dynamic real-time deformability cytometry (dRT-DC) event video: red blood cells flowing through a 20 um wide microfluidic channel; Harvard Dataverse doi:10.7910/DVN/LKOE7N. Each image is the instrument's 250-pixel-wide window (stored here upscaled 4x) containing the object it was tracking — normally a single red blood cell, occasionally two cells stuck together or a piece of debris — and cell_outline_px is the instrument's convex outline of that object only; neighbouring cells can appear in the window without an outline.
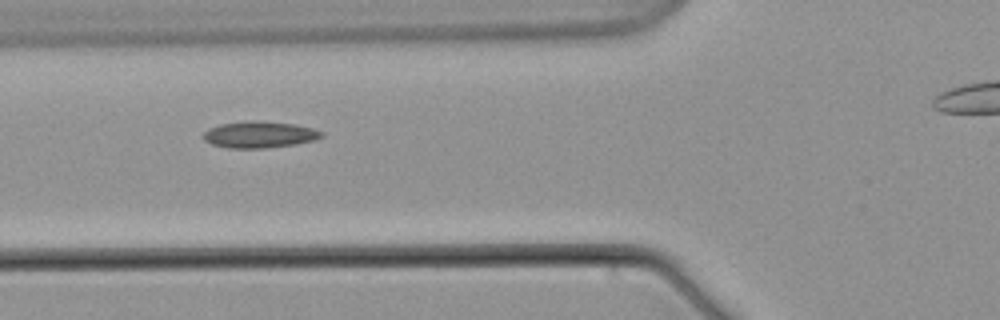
{"species": "common noctule bat (a hibernating species)", "species_latin": "Nyctalus noctula", "temperature_condition": "warm", "stored_images_in_passage": 9, "camera_frame_rate_fps": 3000, "um_per_image_px": 0.085, "animal": {"sex": "male", "body_mass_g": 21.5, "forearm_length_mm": 52.0}, "frame": {"image": 1, "passage_image": 6, "time_ms": 6.667, "image_size_px": [1000, 320], "cell_outline_px": [[324, 136], [316, 140], [296, 144], [264, 148], [228, 148], [212, 144], [204, 140], [200, 136], [208, 128], [220, 124], [248, 120], [296, 124], [312, 128], [324, 132]], "centroid_in_image_um": [22.04, 11.44], "position_along_channel_um": 103.8, "area_um2": 18.44}}
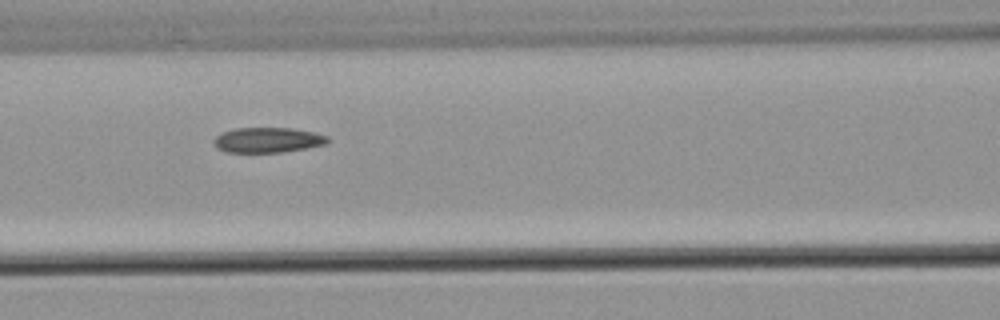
{"frame": {"image": 2, "passage_image": 7, "time_ms": 8.0, "image_size_px": [1000, 320], "cell_outline_px": [[332, 140], [324, 144], [304, 148], [280, 152], [228, 152], [216, 148], [212, 140], [216, 136], [224, 132], [236, 128], [292, 128], [312, 132], [328, 136]], "centroid_in_image_um": [22.74, 11.9], "position_along_channel_um": 143.9, "area_um2": 16.53}}